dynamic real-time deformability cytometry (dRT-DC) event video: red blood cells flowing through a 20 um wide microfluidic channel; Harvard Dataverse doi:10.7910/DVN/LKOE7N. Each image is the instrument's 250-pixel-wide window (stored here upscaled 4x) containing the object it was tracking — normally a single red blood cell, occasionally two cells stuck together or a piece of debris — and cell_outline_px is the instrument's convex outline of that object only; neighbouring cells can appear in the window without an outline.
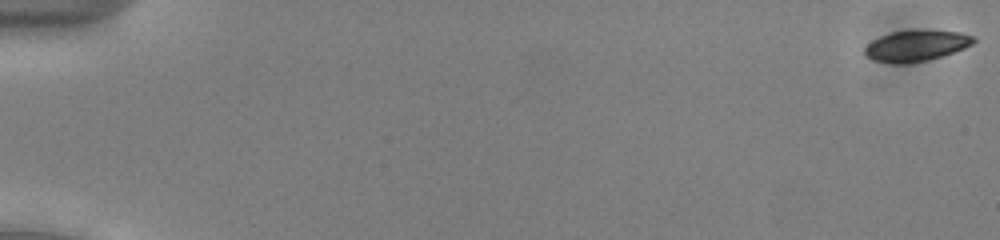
{"species": "common noctule bat (a hibernating species)", "species_latin": "Nyctalus noctula", "temperature_condition": "cold", "stored_images_in_passage": 54, "camera_frame_rate_fps": 3000, "um_per_image_px": 0.085, "animal": {"sex": "male", "body_mass_g": 13.0, "forearm_length_mm": 53.1}, "frame": {"image": 1, "passage_image": 1, "time_ms": 0.0, "image_size_px": [1000, 240], "cell_outline_px": [[976, 40], [972, 44], [964, 48], [928, 60], [904, 64], [892, 64], [872, 60], [864, 52], [864, 48], [872, 40], [880, 36], [892, 32], [960, 32], [976, 36]], "centroid_in_image_um": [77.85, 3.92], "position_along_channel_um": 7.2, "area_um2": 19.07}}
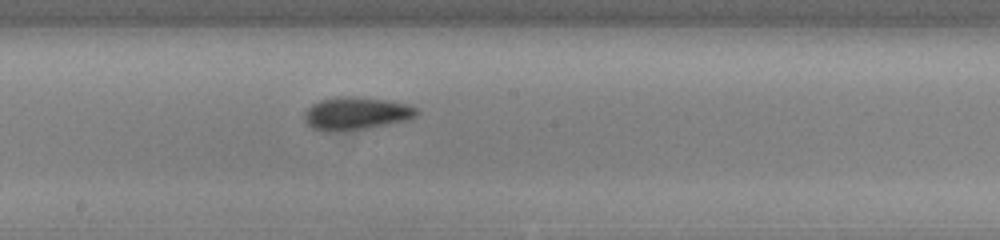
{"frame": {"image": 2, "passage_image": 31, "time_ms": 10.0, "image_size_px": [1000, 240], "cell_outline_px": [[420, 112], [416, 116], [408, 120], [368, 128], [332, 132], [324, 132], [312, 128], [304, 120], [304, 112], [312, 104], [320, 100], [336, 96], [352, 96], [388, 100], [408, 104], [416, 108]], "centroid_in_image_um": [30.26, 9.64], "position_along_channel_um": 217.9, "area_um2": 21.73}}
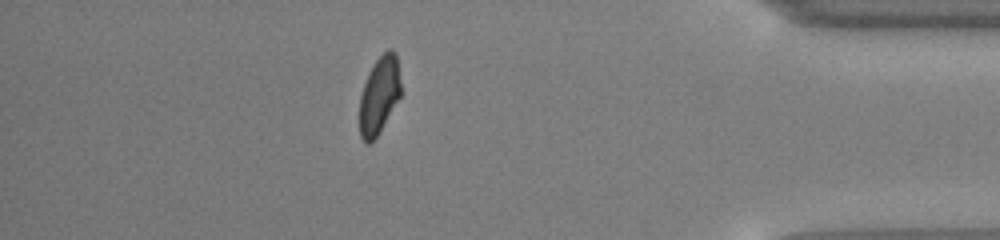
{"frame": {"image": 3, "passage_image": 48, "time_ms": 15.667, "image_size_px": [1000, 240], "cell_outline_px": [[400, 96], [376, 136], [368, 144], [364, 144], [360, 136], [360, 96], [368, 72], [372, 64], [388, 48], [392, 48], [396, 52], [400, 84]], "centroid_in_image_um": [32.22, 8.05], "position_along_channel_um": 403.0, "area_um2": 18.32}, "authors_computed_cell_mechanics": {"area_um2": 19.6231, "velocity_mm_per_s": 3.8936, "shape_relaxation_time_tau1_ms": 3.9438, "shape_relaxation_time_tau2_ms": 4.5175, "deformation_change_tau1": 0.0971, "deformation_change_tau2": 0.0616}}